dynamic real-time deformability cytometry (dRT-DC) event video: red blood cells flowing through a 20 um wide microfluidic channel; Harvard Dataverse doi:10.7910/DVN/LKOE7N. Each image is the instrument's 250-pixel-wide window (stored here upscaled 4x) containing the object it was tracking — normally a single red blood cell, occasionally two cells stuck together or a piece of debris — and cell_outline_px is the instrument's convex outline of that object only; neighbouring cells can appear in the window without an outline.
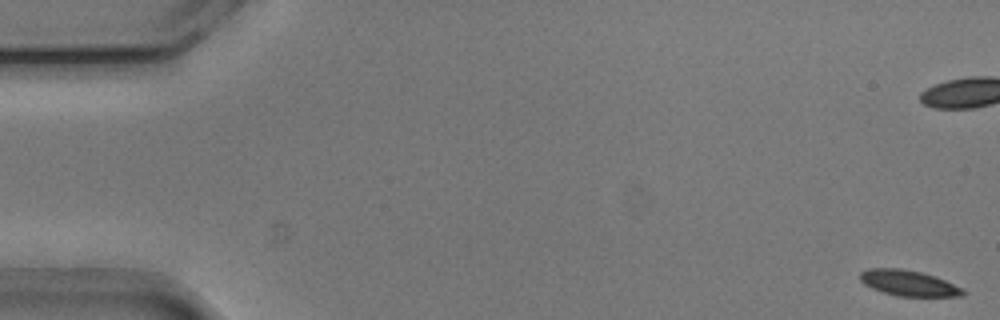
{"species": "common noctule bat (a hibernating species)", "species_latin": "Nyctalus noctula", "temperature_condition": "cold", "stored_images_in_passage": 20, "camera_frame_rate_fps": 3000, "um_per_image_px": 0.085, "animal": {"sex": "male", "body_mass_g": 20.5, "forearm_length_mm": 52.5}, "frame": {"image": 1, "passage_image": 1, "time_ms": 0.0, "image_size_px": [1000, 320], "cell_outline_px": [[964, 296], [900, 296], [884, 292], [872, 288], [864, 284], [860, 280], [860, 272], [868, 268], [900, 268], [920, 272], [944, 280], [964, 288]], "centroid_in_image_um": [77.21, 24.06], "position_along_channel_um": 7.8, "area_um2": 15.2}}